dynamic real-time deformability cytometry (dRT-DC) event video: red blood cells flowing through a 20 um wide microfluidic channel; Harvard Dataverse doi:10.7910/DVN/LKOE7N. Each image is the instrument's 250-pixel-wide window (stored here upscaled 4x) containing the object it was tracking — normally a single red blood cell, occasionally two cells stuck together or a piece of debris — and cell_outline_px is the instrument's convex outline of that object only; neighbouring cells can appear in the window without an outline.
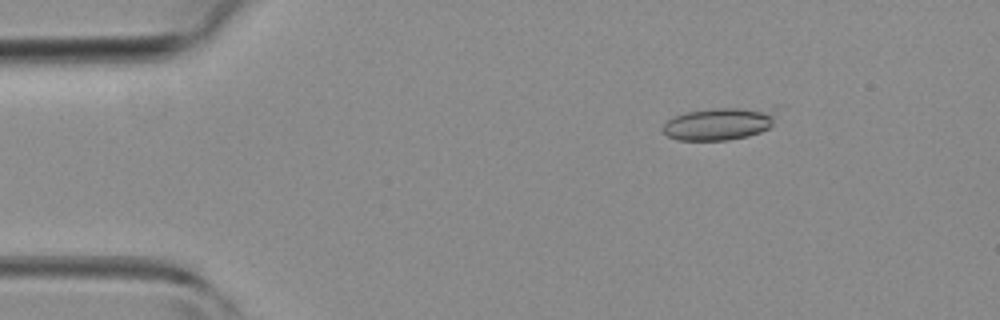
{"species": "common noctule bat (a hibernating species)", "species_latin": "Nyctalus noctula", "temperature_condition": "room temperature", "stored_images_in_passage": 39, "camera_frame_rate_fps": 3000, "um_per_image_px": 0.085, "animal": {"sex": "female", "body_mass_g": 19.3, "forearm_length_mm": 54.1}, "frame": {"image": 1, "passage_image": 1, "time_ms": 0.0, "image_size_px": [1000, 320], "cell_outline_px": [[776, 108], [772, 124], [768, 128], [760, 132], [748, 136], [728, 140], [676, 140], [668, 136], [660, 128], [668, 120], [676, 116], [688, 112], [712, 108], [776, 104]], "centroid_in_image_um": [61.24, 10.46], "position_along_channel_um": 23.8, "area_um2": 22.31}}
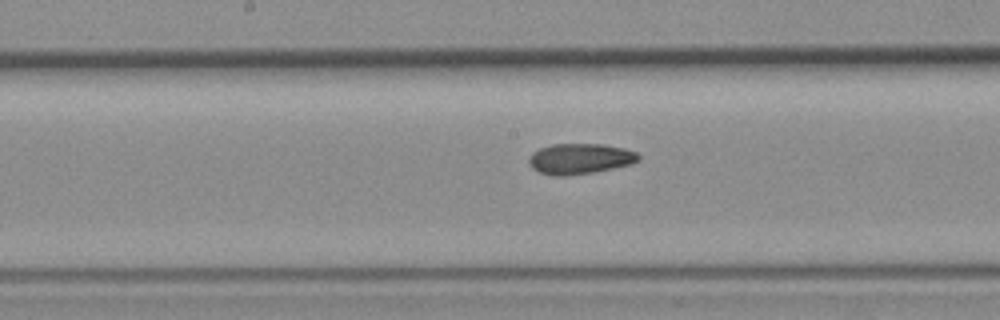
{"frame": {"image": 2, "passage_image": 17, "time_ms": 5.333, "image_size_px": [1000, 320], "cell_outline_px": [[640, 160], [632, 164], [592, 172], [564, 176], [552, 176], [540, 172], [532, 168], [528, 164], [528, 160], [532, 152], [540, 148], [552, 144], [600, 144], [624, 148], [636, 152], [640, 156]], "centroid_in_image_um": [49.28, 13.49], "position_along_channel_um": 198.9, "area_um2": 19.54}}
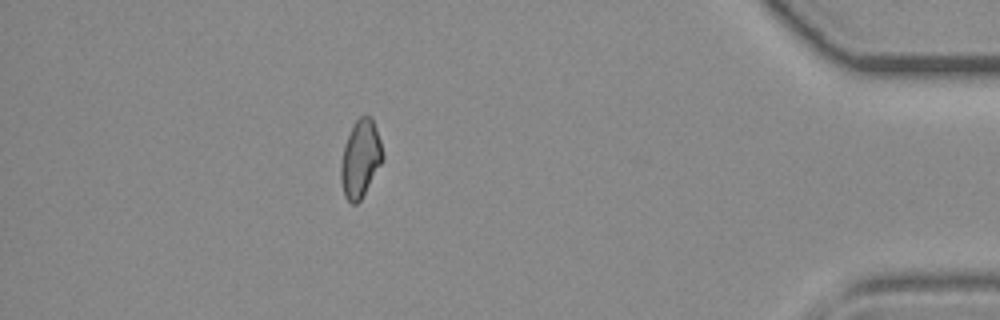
{"frame": {"image": 3, "passage_image": 34, "time_ms": 11.0, "image_size_px": [1000, 320], "cell_outline_px": [[384, 160], [360, 200], [356, 204], [352, 204], [344, 196], [340, 180], [340, 164], [344, 144], [356, 120], [360, 116], [372, 116], [380, 140], [384, 156]], "centroid_in_image_um": [30.63, 13.5], "position_along_channel_um": 404.6, "area_um2": 18.9}}